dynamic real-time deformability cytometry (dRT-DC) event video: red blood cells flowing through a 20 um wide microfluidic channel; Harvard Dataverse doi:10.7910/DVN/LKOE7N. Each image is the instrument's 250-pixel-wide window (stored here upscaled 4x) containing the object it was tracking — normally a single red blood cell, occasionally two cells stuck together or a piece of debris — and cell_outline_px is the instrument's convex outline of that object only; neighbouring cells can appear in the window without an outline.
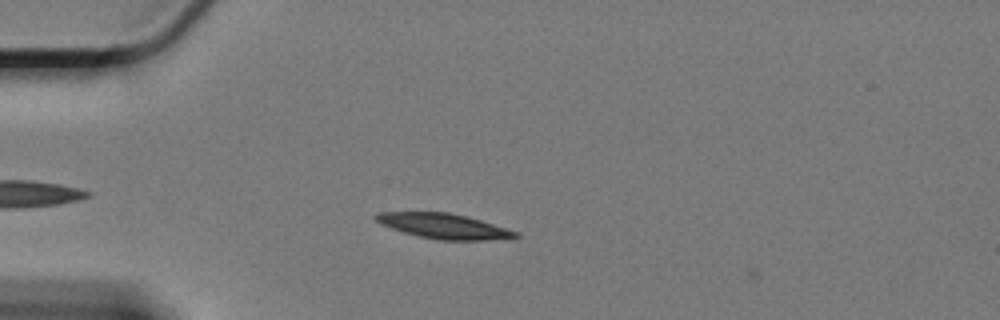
{"species": "Egyptian fruit bat (a non-hibernating species)", "species_latin": "Rousettus aegyptiacus", "temperature_condition": "cold", "stored_images_in_passage": 32, "camera_frame_rate_fps": 3000, "um_per_image_px": 0.085, "animal": {"sex": "female"}, "frame": {"image": 1, "passage_image": 1, "time_ms": 0.0, "image_size_px": [1000, 320], "cell_outline_px": [[520, 236], [512, 240], [436, 240], [416, 236], [380, 224], [372, 216], [380, 212], [448, 212], [468, 216], [520, 232]], "centroid_in_image_um": [37.81, 19.23], "position_along_channel_um": 47.2, "area_um2": 20.87}}
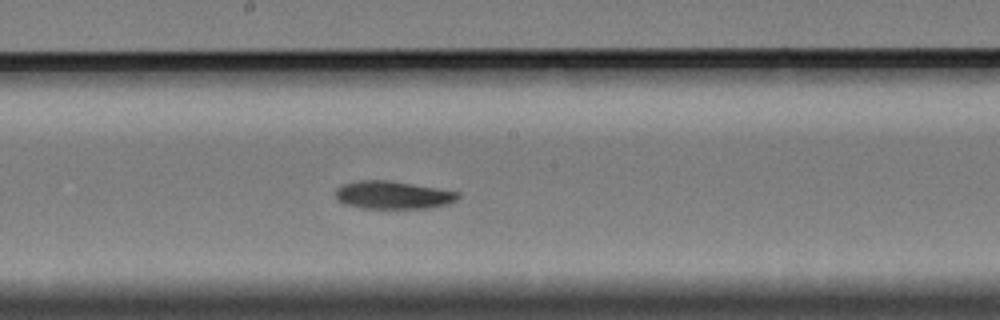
{"frame": {"image": 2, "passage_image": 18, "time_ms": 5.667, "image_size_px": [1000, 320], "cell_outline_px": [[460, 196], [456, 200], [448, 204], [428, 208], [364, 208], [344, 204], [336, 200], [336, 188], [340, 184], [360, 180], [392, 180], [460, 192]], "centroid_in_image_um": [33.38, 16.56], "position_along_channel_um": 214.8, "area_um2": 20.11}}
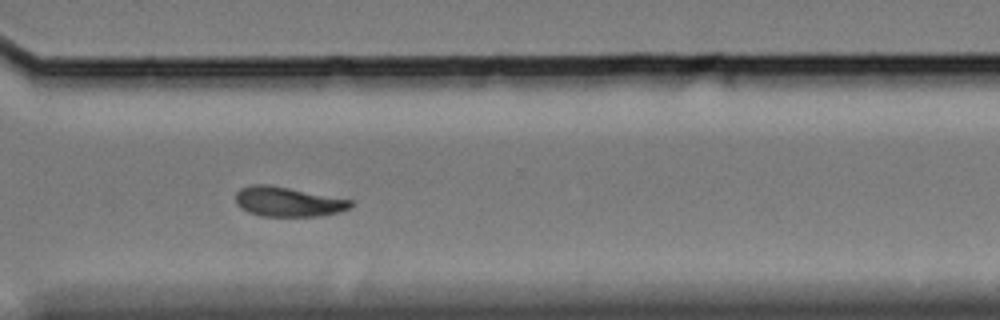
{"frame": {"image": 3, "passage_image": 30, "time_ms": 9.667, "image_size_px": [1000, 320], "cell_outline_px": [[352, 204], [348, 208], [340, 212], [320, 216], [260, 216], [248, 212], [240, 208], [236, 204], [236, 192], [240, 188], [252, 184], [268, 184], [352, 200]], "centroid_in_image_um": [24.43, 17.15], "position_along_channel_um": 346.2, "area_um2": 19.88}, "authors_computed_cell_mechanics": {"area_um2": 20.6924, "velocity_mm_per_s": 3.2892, "shape_relaxation_time_tau1_ms": 8.6529, "shape_relaxation_time_tau2_ms": null, "deformation_change_tau1": 0.1511, "deformation_change_tau2": null}}